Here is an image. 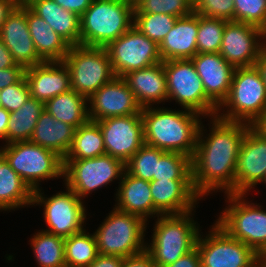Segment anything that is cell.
I'll list each match as a JSON object with an SVG mask.
<instances>
[{
    "label": "cell",
    "instance_id": "cell-1",
    "mask_svg": "<svg viewBox=\"0 0 266 267\" xmlns=\"http://www.w3.org/2000/svg\"><path fill=\"white\" fill-rule=\"evenodd\" d=\"M210 119L212 128L206 136L204 125L200 124L191 158L192 184L201 198L215 190L235 194L238 154L246 132L252 127L248 123L226 121L217 116Z\"/></svg>",
    "mask_w": 266,
    "mask_h": 267
},
{
    "label": "cell",
    "instance_id": "cell-2",
    "mask_svg": "<svg viewBox=\"0 0 266 267\" xmlns=\"http://www.w3.org/2000/svg\"><path fill=\"white\" fill-rule=\"evenodd\" d=\"M183 110L158 106L142 108L144 143L165 152H177L192 158L202 117L197 112Z\"/></svg>",
    "mask_w": 266,
    "mask_h": 267
},
{
    "label": "cell",
    "instance_id": "cell-3",
    "mask_svg": "<svg viewBox=\"0 0 266 267\" xmlns=\"http://www.w3.org/2000/svg\"><path fill=\"white\" fill-rule=\"evenodd\" d=\"M134 23L127 0H93L80 17V45L106 48Z\"/></svg>",
    "mask_w": 266,
    "mask_h": 267
},
{
    "label": "cell",
    "instance_id": "cell-4",
    "mask_svg": "<svg viewBox=\"0 0 266 267\" xmlns=\"http://www.w3.org/2000/svg\"><path fill=\"white\" fill-rule=\"evenodd\" d=\"M192 215L194 214L190 211L157 217L152 240L150 245L146 244L145 249L151 255L156 267L173 264L196 247L201 230Z\"/></svg>",
    "mask_w": 266,
    "mask_h": 267
},
{
    "label": "cell",
    "instance_id": "cell-5",
    "mask_svg": "<svg viewBox=\"0 0 266 267\" xmlns=\"http://www.w3.org/2000/svg\"><path fill=\"white\" fill-rule=\"evenodd\" d=\"M222 108L226 111L221 113ZM265 111L266 85L259 70L256 66L235 68L230 92L216 116L226 121L252 125Z\"/></svg>",
    "mask_w": 266,
    "mask_h": 267
},
{
    "label": "cell",
    "instance_id": "cell-6",
    "mask_svg": "<svg viewBox=\"0 0 266 267\" xmlns=\"http://www.w3.org/2000/svg\"><path fill=\"white\" fill-rule=\"evenodd\" d=\"M146 227L142 217L113 208L93 233L98 253L122 258L141 253L146 249Z\"/></svg>",
    "mask_w": 266,
    "mask_h": 267
},
{
    "label": "cell",
    "instance_id": "cell-7",
    "mask_svg": "<svg viewBox=\"0 0 266 267\" xmlns=\"http://www.w3.org/2000/svg\"><path fill=\"white\" fill-rule=\"evenodd\" d=\"M0 152L33 191L41 181L63 177V158L30 141L5 144Z\"/></svg>",
    "mask_w": 266,
    "mask_h": 267
},
{
    "label": "cell",
    "instance_id": "cell-8",
    "mask_svg": "<svg viewBox=\"0 0 266 267\" xmlns=\"http://www.w3.org/2000/svg\"><path fill=\"white\" fill-rule=\"evenodd\" d=\"M246 195L226 194L229 205L216 223L258 254L266 250V211L257 203L244 200Z\"/></svg>",
    "mask_w": 266,
    "mask_h": 267
},
{
    "label": "cell",
    "instance_id": "cell-9",
    "mask_svg": "<svg viewBox=\"0 0 266 267\" xmlns=\"http://www.w3.org/2000/svg\"><path fill=\"white\" fill-rule=\"evenodd\" d=\"M63 62L70 71L71 89L86 99L116 77L104 47L70 46Z\"/></svg>",
    "mask_w": 266,
    "mask_h": 267
},
{
    "label": "cell",
    "instance_id": "cell-10",
    "mask_svg": "<svg viewBox=\"0 0 266 267\" xmlns=\"http://www.w3.org/2000/svg\"><path fill=\"white\" fill-rule=\"evenodd\" d=\"M167 77V100L205 117H214L218 107L206 96L201 78L191 59L163 61Z\"/></svg>",
    "mask_w": 266,
    "mask_h": 267
},
{
    "label": "cell",
    "instance_id": "cell-11",
    "mask_svg": "<svg viewBox=\"0 0 266 267\" xmlns=\"http://www.w3.org/2000/svg\"><path fill=\"white\" fill-rule=\"evenodd\" d=\"M65 185L80 199L88 194L119 180L125 171V164L108 154L89 159H63Z\"/></svg>",
    "mask_w": 266,
    "mask_h": 267
},
{
    "label": "cell",
    "instance_id": "cell-12",
    "mask_svg": "<svg viewBox=\"0 0 266 267\" xmlns=\"http://www.w3.org/2000/svg\"><path fill=\"white\" fill-rule=\"evenodd\" d=\"M40 189L34 190L32 206L36 204L44 207V220L48 229L43 231L67 238L84 229L87 216L84 201L71 189L66 186V192H57L48 198Z\"/></svg>",
    "mask_w": 266,
    "mask_h": 267
},
{
    "label": "cell",
    "instance_id": "cell-13",
    "mask_svg": "<svg viewBox=\"0 0 266 267\" xmlns=\"http://www.w3.org/2000/svg\"><path fill=\"white\" fill-rule=\"evenodd\" d=\"M208 232L205 238L199 232L196 241L201 267H252L257 263V253L217 223Z\"/></svg>",
    "mask_w": 266,
    "mask_h": 267
},
{
    "label": "cell",
    "instance_id": "cell-14",
    "mask_svg": "<svg viewBox=\"0 0 266 267\" xmlns=\"http://www.w3.org/2000/svg\"><path fill=\"white\" fill-rule=\"evenodd\" d=\"M106 49L116 77L162 62L159 45L134 25Z\"/></svg>",
    "mask_w": 266,
    "mask_h": 267
},
{
    "label": "cell",
    "instance_id": "cell-15",
    "mask_svg": "<svg viewBox=\"0 0 266 267\" xmlns=\"http://www.w3.org/2000/svg\"><path fill=\"white\" fill-rule=\"evenodd\" d=\"M96 123L103 134L106 154L124 164L145 144L141 113L109 117Z\"/></svg>",
    "mask_w": 266,
    "mask_h": 267
},
{
    "label": "cell",
    "instance_id": "cell-16",
    "mask_svg": "<svg viewBox=\"0 0 266 267\" xmlns=\"http://www.w3.org/2000/svg\"><path fill=\"white\" fill-rule=\"evenodd\" d=\"M261 40L263 29L248 23L227 21L219 53L234 68L255 66L262 50Z\"/></svg>",
    "mask_w": 266,
    "mask_h": 267
},
{
    "label": "cell",
    "instance_id": "cell-17",
    "mask_svg": "<svg viewBox=\"0 0 266 267\" xmlns=\"http://www.w3.org/2000/svg\"><path fill=\"white\" fill-rule=\"evenodd\" d=\"M90 121L141 113L134 93L122 77H115L88 98Z\"/></svg>",
    "mask_w": 266,
    "mask_h": 267
},
{
    "label": "cell",
    "instance_id": "cell-18",
    "mask_svg": "<svg viewBox=\"0 0 266 267\" xmlns=\"http://www.w3.org/2000/svg\"><path fill=\"white\" fill-rule=\"evenodd\" d=\"M266 183V139L252 127L242 141L235 171V194H248Z\"/></svg>",
    "mask_w": 266,
    "mask_h": 267
},
{
    "label": "cell",
    "instance_id": "cell-19",
    "mask_svg": "<svg viewBox=\"0 0 266 267\" xmlns=\"http://www.w3.org/2000/svg\"><path fill=\"white\" fill-rule=\"evenodd\" d=\"M0 38L14 62L24 69L44 62L29 33L26 4H19L7 17L0 28Z\"/></svg>",
    "mask_w": 266,
    "mask_h": 267
},
{
    "label": "cell",
    "instance_id": "cell-20",
    "mask_svg": "<svg viewBox=\"0 0 266 267\" xmlns=\"http://www.w3.org/2000/svg\"><path fill=\"white\" fill-rule=\"evenodd\" d=\"M191 60L206 96L219 108L228 97L235 68L220 53H200Z\"/></svg>",
    "mask_w": 266,
    "mask_h": 267
},
{
    "label": "cell",
    "instance_id": "cell-21",
    "mask_svg": "<svg viewBox=\"0 0 266 267\" xmlns=\"http://www.w3.org/2000/svg\"><path fill=\"white\" fill-rule=\"evenodd\" d=\"M31 97L44 104L71 89L70 71L63 61H48L26 68Z\"/></svg>",
    "mask_w": 266,
    "mask_h": 267
},
{
    "label": "cell",
    "instance_id": "cell-22",
    "mask_svg": "<svg viewBox=\"0 0 266 267\" xmlns=\"http://www.w3.org/2000/svg\"><path fill=\"white\" fill-rule=\"evenodd\" d=\"M150 191L154 207L162 214H183L194 211L201 198L195 191L192 180H152Z\"/></svg>",
    "mask_w": 266,
    "mask_h": 267
},
{
    "label": "cell",
    "instance_id": "cell-23",
    "mask_svg": "<svg viewBox=\"0 0 266 267\" xmlns=\"http://www.w3.org/2000/svg\"><path fill=\"white\" fill-rule=\"evenodd\" d=\"M127 83L138 104L150 107L167 101V77L163 61L152 66L134 70L122 77Z\"/></svg>",
    "mask_w": 266,
    "mask_h": 267
},
{
    "label": "cell",
    "instance_id": "cell-24",
    "mask_svg": "<svg viewBox=\"0 0 266 267\" xmlns=\"http://www.w3.org/2000/svg\"><path fill=\"white\" fill-rule=\"evenodd\" d=\"M115 195L117 196V206L114 205V208L119 211L135 214L142 217L146 222L150 216L155 218L162 215L154 207L150 182L132 176L126 171L122 175Z\"/></svg>",
    "mask_w": 266,
    "mask_h": 267
},
{
    "label": "cell",
    "instance_id": "cell-25",
    "mask_svg": "<svg viewBox=\"0 0 266 267\" xmlns=\"http://www.w3.org/2000/svg\"><path fill=\"white\" fill-rule=\"evenodd\" d=\"M198 14L177 18L159 44L162 61L192 59L197 54Z\"/></svg>",
    "mask_w": 266,
    "mask_h": 267
},
{
    "label": "cell",
    "instance_id": "cell-26",
    "mask_svg": "<svg viewBox=\"0 0 266 267\" xmlns=\"http://www.w3.org/2000/svg\"><path fill=\"white\" fill-rule=\"evenodd\" d=\"M44 19L70 46L80 45V17L53 0H27L25 3Z\"/></svg>",
    "mask_w": 266,
    "mask_h": 267
},
{
    "label": "cell",
    "instance_id": "cell-27",
    "mask_svg": "<svg viewBox=\"0 0 266 267\" xmlns=\"http://www.w3.org/2000/svg\"><path fill=\"white\" fill-rule=\"evenodd\" d=\"M74 133L75 128L73 126L54 119L44 109L29 141L56 152L64 159L71 148Z\"/></svg>",
    "mask_w": 266,
    "mask_h": 267
},
{
    "label": "cell",
    "instance_id": "cell-28",
    "mask_svg": "<svg viewBox=\"0 0 266 267\" xmlns=\"http://www.w3.org/2000/svg\"><path fill=\"white\" fill-rule=\"evenodd\" d=\"M27 24L38 56L44 61H63L70 45L27 6Z\"/></svg>",
    "mask_w": 266,
    "mask_h": 267
},
{
    "label": "cell",
    "instance_id": "cell-29",
    "mask_svg": "<svg viewBox=\"0 0 266 267\" xmlns=\"http://www.w3.org/2000/svg\"><path fill=\"white\" fill-rule=\"evenodd\" d=\"M33 193L0 152V210L10 211L32 205Z\"/></svg>",
    "mask_w": 266,
    "mask_h": 267
},
{
    "label": "cell",
    "instance_id": "cell-30",
    "mask_svg": "<svg viewBox=\"0 0 266 267\" xmlns=\"http://www.w3.org/2000/svg\"><path fill=\"white\" fill-rule=\"evenodd\" d=\"M87 103L88 99L70 89L48 100L44 108L54 119L77 129L89 121Z\"/></svg>",
    "mask_w": 266,
    "mask_h": 267
},
{
    "label": "cell",
    "instance_id": "cell-31",
    "mask_svg": "<svg viewBox=\"0 0 266 267\" xmlns=\"http://www.w3.org/2000/svg\"><path fill=\"white\" fill-rule=\"evenodd\" d=\"M44 109L43 102L30 96L21 108L10 112L6 144L29 141Z\"/></svg>",
    "mask_w": 266,
    "mask_h": 267
},
{
    "label": "cell",
    "instance_id": "cell-32",
    "mask_svg": "<svg viewBox=\"0 0 266 267\" xmlns=\"http://www.w3.org/2000/svg\"><path fill=\"white\" fill-rule=\"evenodd\" d=\"M106 154L99 125L88 121L75 129L73 142L64 159H89Z\"/></svg>",
    "mask_w": 266,
    "mask_h": 267
},
{
    "label": "cell",
    "instance_id": "cell-33",
    "mask_svg": "<svg viewBox=\"0 0 266 267\" xmlns=\"http://www.w3.org/2000/svg\"><path fill=\"white\" fill-rule=\"evenodd\" d=\"M65 238L41 230L31 238V246L38 267H66Z\"/></svg>",
    "mask_w": 266,
    "mask_h": 267
},
{
    "label": "cell",
    "instance_id": "cell-34",
    "mask_svg": "<svg viewBox=\"0 0 266 267\" xmlns=\"http://www.w3.org/2000/svg\"><path fill=\"white\" fill-rule=\"evenodd\" d=\"M64 254L66 267H87L97 257L98 250L94 234L82 231L65 238Z\"/></svg>",
    "mask_w": 266,
    "mask_h": 267
},
{
    "label": "cell",
    "instance_id": "cell-35",
    "mask_svg": "<svg viewBox=\"0 0 266 267\" xmlns=\"http://www.w3.org/2000/svg\"><path fill=\"white\" fill-rule=\"evenodd\" d=\"M227 20L198 15L197 54L219 53Z\"/></svg>",
    "mask_w": 266,
    "mask_h": 267
},
{
    "label": "cell",
    "instance_id": "cell-36",
    "mask_svg": "<svg viewBox=\"0 0 266 267\" xmlns=\"http://www.w3.org/2000/svg\"><path fill=\"white\" fill-rule=\"evenodd\" d=\"M166 152L144 144L126 163L125 171L137 178L152 181L156 175L157 161Z\"/></svg>",
    "mask_w": 266,
    "mask_h": 267
},
{
    "label": "cell",
    "instance_id": "cell-37",
    "mask_svg": "<svg viewBox=\"0 0 266 267\" xmlns=\"http://www.w3.org/2000/svg\"><path fill=\"white\" fill-rule=\"evenodd\" d=\"M192 180L191 157L177 152H166L157 161L152 180Z\"/></svg>",
    "mask_w": 266,
    "mask_h": 267
},
{
    "label": "cell",
    "instance_id": "cell-38",
    "mask_svg": "<svg viewBox=\"0 0 266 267\" xmlns=\"http://www.w3.org/2000/svg\"><path fill=\"white\" fill-rule=\"evenodd\" d=\"M178 17L163 13H134L133 25L158 45L172 29Z\"/></svg>",
    "mask_w": 266,
    "mask_h": 267
},
{
    "label": "cell",
    "instance_id": "cell-39",
    "mask_svg": "<svg viewBox=\"0 0 266 267\" xmlns=\"http://www.w3.org/2000/svg\"><path fill=\"white\" fill-rule=\"evenodd\" d=\"M193 12V0H142L134 7V13H163L185 17Z\"/></svg>",
    "mask_w": 266,
    "mask_h": 267
},
{
    "label": "cell",
    "instance_id": "cell-40",
    "mask_svg": "<svg viewBox=\"0 0 266 267\" xmlns=\"http://www.w3.org/2000/svg\"><path fill=\"white\" fill-rule=\"evenodd\" d=\"M234 21L266 29V0H234Z\"/></svg>",
    "mask_w": 266,
    "mask_h": 267
},
{
    "label": "cell",
    "instance_id": "cell-41",
    "mask_svg": "<svg viewBox=\"0 0 266 267\" xmlns=\"http://www.w3.org/2000/svg\"><path fill=\"white\" fill-rule=\"evenodd\" d=\"M193 12L205 17L234 21V0H193Z\"/></svg>",
    "mask_w": 266,
    "mask_h": 267
},
{
    "label": "cell",
    "instance_id": "cell-42",
    "mask_svg": "<svg viewBox=\"0 0 266 267\" xmlns=\"http://www.w3.org/2000/svg\"><path fill=\"white\" fill-rule=\"evenodd\" d=\"M30 96L29 85L23 76L16 84L0 90L1 107L13 112L21 108Z\"/></svg>",
    "mask_w": 266,
    "mask_h": 267
},
{
    "label": "cell",
    "instance_id": "cell-43",
    "mask_svg": "<svg viewBox=\"0 0 266 267\" xmlns=\"http://www.w3.org/2000/svg\"><path fill=\"white\" fill-rule=\"evenodd\" d=\"M25 69L18 64L0 70V90L16 84L23 76Z\"/></svg>",
    "mask_w": 266,
    "mask_h": 267
},
{
    "label": "cell",
    "instance_id": "cell-44",
    "mask_svg": "<svg viewBox=\"0 0 266 267\" xmlns=\"http://www.w3.org/2000/svg\"><path fill=\"white\" fill-rule=\"evenodd\" d=\"M122 267H156L151 255L146 251L123 258Z\"/></svg>",
    "mask_w": 266,
    "mask_h": 267
},
{
    "label": "cell",
    "instance_id": "cell-45",
    "mask_svg": "<svg viewBox=\"0 0 266 267\" xmlns=\"http://www.w3.org/2000/svg\"><path fill=\"white\" fill-rule=\"evenodd\" d=\"M63 9L77 14L79 17L83 15L86 9L92 4L93 0H53Z\"/></svg>",
    "mask_w": 266,
    "mask_h": 267
},
{
    "label": "cell",
    "instance_id": "cell-46",
    "mask_svg": "<svg viewBox=\"0 0 266 267\" xmlns=\"http://www.w3.org/2000/svg\"><path fill=\"white\" fill-rule=\"evenodd\" d=\"M166 267H201L200 256L197 247L188 254L180 257L176 262Z\"/></svg>",
    "mask_w": 266,
    "mask_h": 267
},
{
    "label": "cell",
    "instance_id": "cell-47",
    "mask_svg": "<svg viewBox=\"0 0 266 267\" xmlns=\"http://www.w3.org/2000/svg\"><path fill=\"white\" fill-rule=\"evenodd\" d=\"M123 258L98 253L96 259L87 267H122Z\"/></svg>",
    "mask_w": 266,
    "mask_h": 267
},
{
    "label": "cell",
    "instance_id": "cell-48",
    "mask_svg": "<svg viewBox=\"0 0 266 267\" xmlns=\"http://www.w3.org/2000/svg\"><path fill=\"white\" fill-rule=\"evenodd\" d=\"M18 5L19 4L15 0H0V28Z\"/></svg>",
    "mask_w": 266,
    "mask_h": 267
},
{
    "label": "cell",
    "instance_id": "cell-49",
    "mask_svg": "<svg viewBox=\"0 0 266 267\" xmlns=\"http://www.w3.org/2000/svg\"><path fill=\"white\" fill-rule=\"evenodd\" d=\"M15 64L10 51L6 48L0 38V70L13 67Z\"/></svg>",
    "mask_w": 266,
    "mask_h": 267
},
{
    "label": "cell",
    "instance_id": "cell-50",
    "mask_svg": "<svg viewBox=\"0 0 266 267\" xmlns=\"http://www.w3.org/2000/svg\"><path fill=\"white\" fill-rule=\"evenodd\" d=\"M10 112L0 107V139L6 141L8 121Z\"/></svg>",
    "mask_w": 266,
    "mask_h": 267
},
{
    "label": "cell",
    "instance_id": "cell-51",
    "mask_svg": "<svg viewBox=\"0 0 266 267\" xmlns=\"http://www.w3.org/2000/svg\"><path fill=\"white\" fill-rule=\"evenodd\" d=\"M255 66L259 70L266 85V51L263 48L258 56V59L256 60Z\"/></svg>",
    "mask_w": 266,
    "mask_h": 267
},
{
    "label": "cell",
    "instance_id": "cell-52",
    "mask_svg": "<svg viewBox=\"0 0 266 267\" xmlns=\"http://www.w3.org/2000/svg\"><path fill=\"white\" fill-rule=\"evenodd\" d=\"M251 126L257 133L266 139V111Z\"/></svg>",
    "mask_w": 266,
    "mask_h": 267
},
{
    "label": "cell",
    "instance_id": "cell-53",
    "mask_svg": "<svg viewBox=\"0 0 266 267\" xmlns=\"http://www.w3.org/2000/svg\"><path fill=\"white\" fill-rule=\"evenodd\" d=\"M257 262L261 267H266V255H257Z\"/></svg>",
    "mask_w": 266,
    "mask_h": 267
},
{
    "label": "cell",
    "instance_id": "cell-54",
    "mask_svg": "<svg viewBox=\"0 0 266 267\" xmlns=\"http://www.w3.org/2000/svg\"><path fill=\"white\" fill-rule=\"evenodd\" d=\"M263 45L262 48L266 51V29H263Z\"/></svg>",
    "mask_w": 266,
    "mask_h": 267
},
{
    "label": "cell",
    "instance_id": "cell-55",
    "mask_svg": "<svg viewBox=\"0 0 266 267\" xmlns=\"http://www.w3.org/2000/svg\"><path fill=\"white\" fill-rule=\"evenodd\" d=\"M133 7H135L142 0H127Z\"/></svg>",
    "mask_w": 266,
    "mask_h": 267
},
{
    "label": "cell",
    "instance_id": "cell-56",
    "mask_svg": "<svg viewBox=\"0 0 266 267\" xmlns=\"http://www.w3.org/2000/svg\"><path fill=\"white\" fill-rule=\"evenodd\" d=\"M18 4H25L27 0H15Z\"/></svg>",
    "mask_w": 266,
    "mask_h": 267
},
{
    "label": "cell",
    "instance_id": "cell-57",
    "mask_svg": "<svg viewBox=\"0 0 266 267\" xmlns=\"http://www.w3.org/2000/svg\"><path fill=\"white\" fill-rule=\"evenodd\" d=\"M257 255H266V250L258 253Z\"/></svg>",
    "mask_w": 266,
    "mask_h": 267
},
{
    "label": "cell",
    "instance_id": "cell-58",
    "mask_svg": "<svg viewBox=\"0 0 266 267\" xmlns=\"http://www.w3.org/2000/svg\"><path fill=\"white\" fill-rule=\"evenodd\" d=\"M252 267H261V266H260L259 263L257 262V263H255Z\"/></svg>",
    "mask_w": 266,
    "mask_h": 267
}]
</instances>
